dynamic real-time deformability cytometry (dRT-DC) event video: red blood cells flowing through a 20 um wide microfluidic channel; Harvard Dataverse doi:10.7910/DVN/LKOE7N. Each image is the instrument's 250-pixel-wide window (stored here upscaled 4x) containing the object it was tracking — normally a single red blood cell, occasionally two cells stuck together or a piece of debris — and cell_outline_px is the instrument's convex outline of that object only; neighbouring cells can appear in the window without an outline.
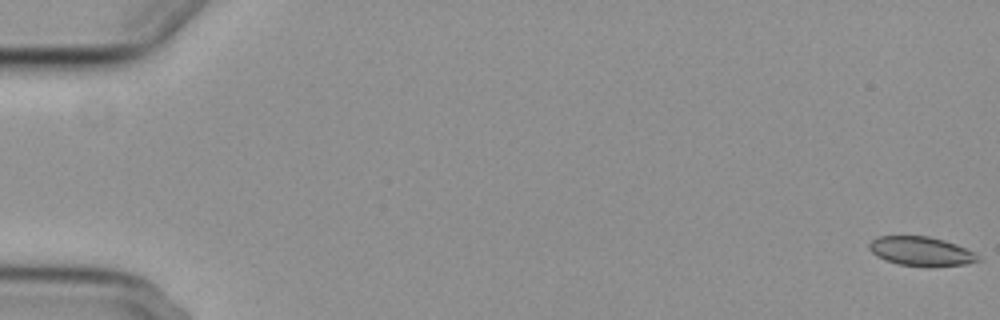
{"species": "common noctule bat (a hibernating species)", "species_latin": "Nyctalus noctula", "temperature_condition": "cold", "stored_images_in_passage": 56, "camera_frame_rate_fps": 3000, "um_per_image_px": 0.085, "animal": {"sex": "female", "body_mass_g": 29.2, "forearm_length_mm": 56.3}, "frame": {"image": 1, "passage_image": 1, "time_ms": 0.0, "image_size_px": [1000, 320], "cell_outline_px": [[980, 260], [964, 264], [932, 268], [928, 268], [896, 264], [884, 260], [876, 256], [868, 248], [868, 244], [872, 240], [880, 236], [928, 236], [944, 240], [956, 244], [980, 256]], "centroid_in_image_um": [78.27, 21.38], "position_along_channel_um": 6.7, "area_um2": 18.79}}
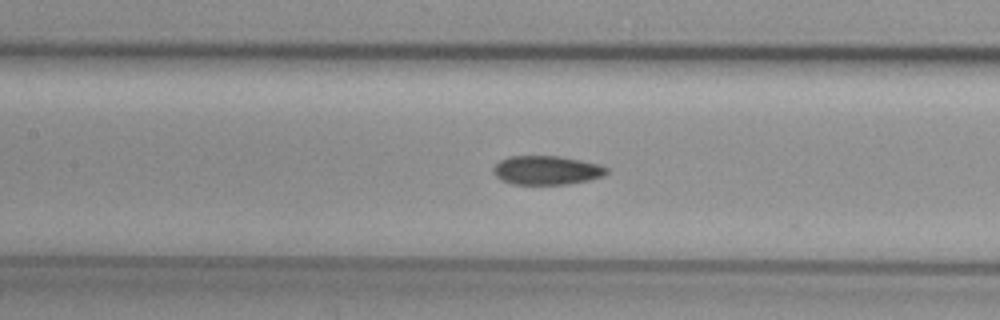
{"frame": {"image": 2, "passage_image": 27, "time_ms": 8.667, "image_size_px": [1000, 320], "cell_outline_px": [[608, 172], [604, 176], [588, 180], [568, 184], [512, 184], [500, 180], [492, 172], [492, 168], [500, 160], [508, 156], [560, 156], [600, 164], [608, 168]], "centroid_in_image_um": [46.45, 14.47], "position_along_channel_um": 160.9, "area_um2": 19.25}}
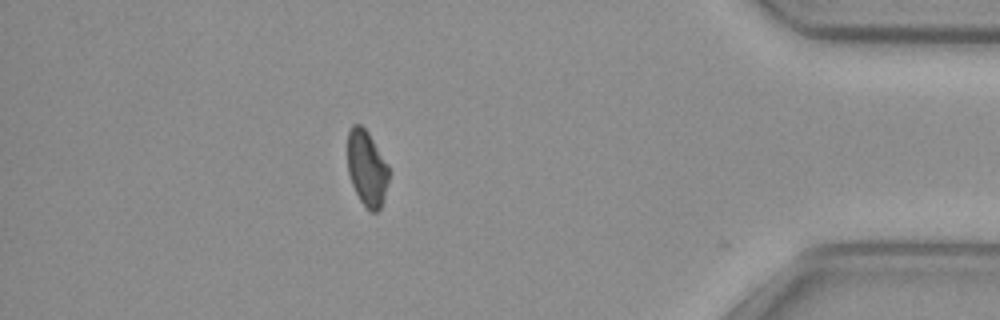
{"frame": {"image": 3, "passage_image": 50, "time_ms": 16.333, "image_size_px": [1000, 320], "cell_outline_px": [[388, 180], [384, 196], [380, 208], [376, 212], [372, 212], [360, 200], [352, 184], [348, 172], [348, 132], [352, 124], [360, 124], [368, 132], [388, 164]], "centroid_in_image_um": [31.17, 14.27], "position_along_channel_um": 404.0, "area_um2": 17.92}, "authors_computed_cell_mechanics": {"area_um2": 19.2185, "velocity_mm_per_s": 3.7333, "shape_relaxation_time_tau1_ms": null, "shape_relaxation_time_tau2_ms": 6.155, "deformation_change_tau1": null, "deformation_change_tau2": 0.0845}}